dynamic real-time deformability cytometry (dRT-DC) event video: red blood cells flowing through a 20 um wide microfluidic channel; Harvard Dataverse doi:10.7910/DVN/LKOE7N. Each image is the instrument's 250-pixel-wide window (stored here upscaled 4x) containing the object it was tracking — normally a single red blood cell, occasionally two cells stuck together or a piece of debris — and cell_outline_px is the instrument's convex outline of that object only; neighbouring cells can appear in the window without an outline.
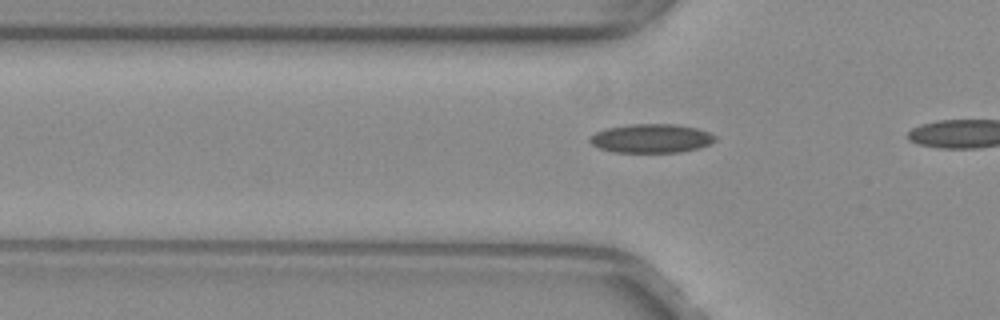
{"species": "common noctule bat (a hibernating species)", "species_latin": "Nyctalus noctula", "temperature_condition": "warm", "stored_images_in_passage": 13, "camera_frame_rate_fps": 3000, "um_per_image_px": 0.085, "animal": {"sex": "female", "body_mass_g": 29.2, "forearm_length_mm": 56.3}, "frame": {"image": 1, "passage_image": 10, "time_ms": 3.0, "image_size_px": [1000, 320], "cell_outline_px": [[716, 140], [708, 144], [696, 148], [680, 152], [612, 152], [600, 148], [592, 144], [588, 140], [596, 132], [608, 128], [628, 124], [672, 124], [696, 128], [708, 132], [716, 136]], "centroid_in_image_um": [55.34, 11.76], "position_along_channel_um": 70.5, "area_um2": 20.81}}